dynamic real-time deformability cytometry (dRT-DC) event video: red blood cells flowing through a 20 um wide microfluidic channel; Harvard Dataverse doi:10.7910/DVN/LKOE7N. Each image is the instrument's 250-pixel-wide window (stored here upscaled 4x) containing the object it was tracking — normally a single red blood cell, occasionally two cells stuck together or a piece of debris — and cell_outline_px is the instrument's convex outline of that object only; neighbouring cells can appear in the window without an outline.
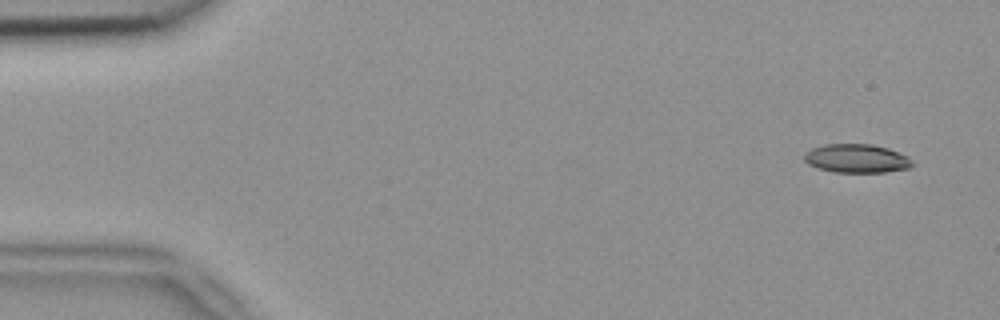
{"species": "common noctule bat (a hibernating species)", "species_latin": "Nyctalus noctula", "temperature_condition": "room temperature", "stored_images_in_passage": 4, "camera_frame_rate_fps": 3000, "um_per_image_px": 0.085, "animal": {"sex": "female", "body_mass_g": 18.4}, "frame": {"image": 1, "passage_image": 1, "time_ms": 0.0, "image_size_px": [1000, 320], "cell_outline_px": [[912, 164], [908, 168], [884, 172], [832, 172], [816, 168], [808, 164], [804, 160], [804, 152], [812, 148], [824, 144], [872, 144], [888, 148], [908, 156]], "centroid_in_image_um": [72.76, 13.46], "position_along_channel_um": 12.2, "area_um2": 18.09}}
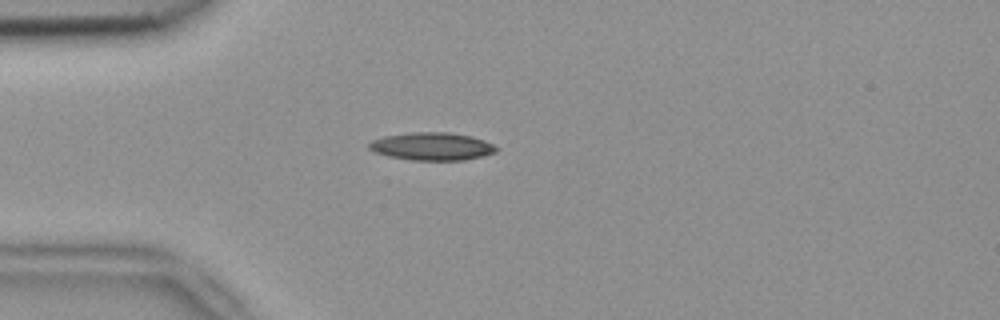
{"frame": {"image": 2, "passage_image": 4, "time_ms": 1.0, "image_size_px": [1000, 320], "cell_outline_px": [[500, 148], [496, 152], [464, 160], [412, 160], [388, 156], [376, 152], [368, 148], [368, 144], [372, 140], [384, 136], [412, 132], [448, 132], [472, 136], [484, 140]], "centroid_in_image_um": [36.72, 12.43], "position_along_channel_um": 48.3, "area_um2": 20.58}}